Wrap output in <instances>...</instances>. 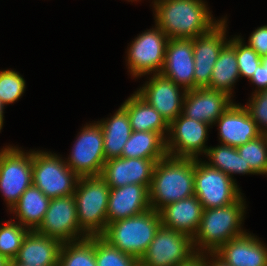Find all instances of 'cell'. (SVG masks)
<instances>
[{"label":"cell","instance_id":"obj_1","mask_svg":"<svg viewBox=\"0 0 267 266\" xmlns=\"http://www.w3.org/2000/svg\"><path fill=\"white\" fill-rule=\"evenodd\" d=\"M156 25L169 39H193L208 33L220 20L202 0H154Z\"/></svg>","mask_w":267,"mask_h":266},{"label":"cell","instance_id":"obj_2","mask_svg":"<svg viewBox=\"0 0 267 266\" xmlns=\"http://www.w3.org/2000/svg\"><path fill=\"white\" fill-rule=\"evenodd\" d=\"M193 195L194 158L167 155L156 162L149 188L151 209L159 212L166 205Z\"/></svg>","mask_w":267,"mask_h":266},{"label":"cell","instance_id":"obj_3","mask_svg":"<svg viewBox=\"0 0 267 266\" xmlns=\"http://www.w3.org/2000/svg\"><path fill=\"white\" fill-rule=\"evenodd\" d=\"M245 202L241 196L236 202L223 207L203 209L196 234L192 238L195 253L216 252L233 238L246 233L241 229ZM199 246V248H195ZM201 250V251H200Z\"/></svg>","mask_w":267,"mask_h":266},{"label":"cell","instance_id":"obj_4","mask_svg":"<svg viewBox=\"0 0 267 266\" xmlns=\"http://www.w3.org/2000/svg\"><path fill=\"white\" fill-rule=\"evenodd\" d=\"M161 225L159 212L149 209L107 224L101 237L123 253L140 260Z\"/></svg>","mask_w":267,"mask_h":266},{"label":"cell","instance_id":"obj_5","mask_svg":"<svg viewBox=\"0 0 267 266\" xmlns=\"http://www.w3.org/2000/svg\"><path fill=\"white\" fill-rule=\"evenodd\" d=\"M109 193L110 186L100 175L79 178L74 197L78 224L86 238L105 231Z\"/></svg>","mask_w":267,"mask_h":266},{"label":"cell","instance_id":"obj_6","mask_svg":"<svg viewBox=\"0 0 267 266\" xmlns=\"http://www.w3.org/2000/svg\"><path fill=\"white\" fill-rule=\"evenodd\" d=\"M56 154L32 151V180L48 198L74 195L79 176Z\"/></svg>","mask_w":267,"mask_h":266},{"label":"cell","instance_id":"obj_7","mask_svg":"<svg viewBox=\"0 0 267 266\" xmlns=\"http://www.w3.org/2000/svg\"><path fill=\"white\" fill-rule=\"evenodd\" d=\"M235 180L224 172L194 159V192L203 209L228 206L241 197Z\"/></svg>","mask_w":267,"mask_h":266},{"label":"cell","instance_id":"obj_8","mask_svg":"<svg viewBox=\"0 0 267 266\" xmlns=\"http://www.w3.org/2000/svg\"><path fill=\"white\" fill-rule=\"evenodd\" d=\"M32 179V151L25 153L12 146L0 151V191L10 209L33 184Z\"/></svg>","mask_w":267,"mask_h":266},{"label":"cell","instance_id":"obj_9","mask_svg":"<svg viewBox=\"0 0 267 266\" xmlns=\"http://www.w3.org/2000/svg\"><path fill=\"white\" fill-rule=\"evenodd\" d=\"M194 254L192 238L189 235L161 225L139 260V265L178 266Z\"/></svg>","mask_w":267,"mask_h":266},{"label":"cell","instance_id":"obj_10","mask_svg":"<svg viewBox=\"0 0 267 266\" xmlns=\"http://www.w3.org/2000/svg\"><path fill=\"white\" fill-rule=\"evenodd\" d=\"M81 131L65 163L79 177L99 176L106 162L102 128L97 122Z\"/></svg>","mask_w":267,"mask_h":266},{"label":"cell","instance_id":"obj_11","mask_svg":"<svg viewBox=\"0 0 267 266\" xmlns=\"http://www.w3.org/2000/svg\"><path fill=\"white\" fill-rule=\"evenodd\" d=\"M168 41L167 35L157 25L135 38L128 49L127 65L131 74L141 77L152 71L161 73Z\"/></svg>","mask_w":267,"mask_h":266},{"label":"cell","instance_id":"obj_12","mask_svg":"<svg viewBox=\"0 0 267 266\" xmlns=\"http://www.w3.org/2000/svg\"><path fill=\"white\" fill-rule=\"evenodd\" d=\"M35 231L57 239L61 243L74 242L86 238L78 224L74 195L51 199L43 221Z\"/></svg>","mask_w":267,"mask_h":266},{"label":"cell","instance_id":"obj_13","mask_svg":"<svg viewBox=\"0 0 267 266\" xmlns=\"http://www.w3.org/2000/svg\"><path fill=\"white\" fill-rule=\"evenodd\" d=\"M208 127L210 124L187 118L181 113L169 124L167 154L172 157L198 159V154H205L208 149L205 146Z\"/></svg>","mask_w":267,"mask_h":266},{"label":"cell","instance_id":"obj_14","mask_svg":"<svg viewBox=\"0 0 267 266\" xmlns=\"http://www.w3.org/2000/svg\"><path fill=\"white\" fill-rule=\"evenodd\" d=\"M225 20H220L208 33L193 38L194 89L210 84L214 64L223 47L229 42L225 41Z\"/></svg>","mask_w":267,"mask_h":266},{"label":"cell","instance_id":"obj_15","mask_svg":"<svg viewBox=\"0 0 267 266\" xmlns=\"http://www.w3.org/2000/svg\"><path fill=\"white\" fill-rule=\"evenodd\" d=\"M179 87L181 86L161 73H157L136 93L153 106L169 125L182 113L186 91H183L182 95Z\"/></svg>","mask_w":267,"mask_h":266},{"label":"cell","instance_id":"obj_16","mask_svg":"<svg viewBox=\"0 0 267 266\" xmlns=\"http://www.w3.org/2000/svg\"><path fill=\"white\" fill-rule=\"evenodd\" d=\"M159 160L161 159L111 158L106 160L100 176L110 188L139 184L149 189L154 166Z\"/></svg>","mask_w":267,"mask_h":266},{"label":"cell","instance_id":"obj_17","mask_svg":"<svg viewBox=\"0 0 267 266\" xmlns=\"http://www.w3.org/2000/svg\"><path fill=\"white\" fill-rule=\"evenodd\" d=\"M230 96L219 90L198 87L187 90L182 114L190 119L212 125L233 103Z\"/></svg>","mask_w":267,"mask_h":266},{"label":"cell","instance_id":"obj_18","mask_svg":"<svg viewBox=\"0 0 267 266\" xmlns=\"http://www.w3.org/2000/svg\"><path fill=\"white\" fill-rule=\"evenodd\" d=\"M161 74L184 91L194 89L193 39H169Z\"/></svg>","mask_w":267,"mask_h":266},{"label":"cell","instance_id":"obj_19","mask_svg":"<svg viewBox=\"0 0 267 266\" xmlns=\"http://www.w3.org/2000/svg\"><path fill=\"white\" fill-rule=\"evenodd\" d=\"M221 144L239 147L262 135L245 106L231 104L217 119Z\"/></svg>","mask_w":267,"mask_h":266},{"label":"cell","instance_id":"obj_20","mask_svg":"<svg viewBox=\"0 0 267 266\" xmlns=\"http://www.w3.org/2000/svg\"><path fill=\"white\" fill-rule=\"evenodd\" d=\"M151 209L149 189L144 185L128 184L110 188L107 206V224L141 214Z\"/></svg>","mask_w":267,"mask_h":266},{"label":"cell","instance_id":"obj_21","mask_svg":"<svg viewBox=\"0 0 267 266\" xmlns=\"http://www.w3.org/2000/svg\"><path fill=\"white\" fill-rule=\"evenodd\" d=\"M215 253L230 266H267L266 245L247 232L231 239Z\"/></svg>","mask_w":267,"mask_h":266},{"label":"cell","instance_id":"obj_22","mask_svg":"<svg viewBox=\"0 0 267 266\" xmlns=\"http://www.w3.org/2000/svg\"><path fill=\"white\" fill-rule=\"evenodd\" d=\"M202 213V203L195 195L168 204L159 211L162 226L185 233L191 238L199 228Z\"/></svg>","mask_w":267,"mask_h":266},{"label":"cell","instance_id":"obj_23","mask_svg":"<svg viewBox=\"0 0 267 266\" xmlns=\"http://www.w3.org/2000/svg\"><path fill=\"white\" fill-rule=\"evenodd\" d=\"M61 245L57 239L29 231L14 260L29 266H58Z\"/></svg>","mask_w":267,"mask_h":266},{"label":"cell","instance_id":"obj_24","mask_svg":"<svg viewBox=\"0 0 267 266\" xmlns=\"http://www.w3.org/2000/svg\"><path fill=\"white\" fill-rule=\"evenodd\" d=\"M98 123L102 128L106 160L121 157L123 148L133 132L127 110L121 105L114 116Z\"/></svg>","mask_w":267,"mask_h":266},{"label":"cell","instance_id":"obj_25","mask_svg":"<svg viewBox=\"0 0 267 266\" xmlns=\"http://www.w3.org/2000/svg\"><path fill=\"white\" fill-rule=\"evenodd\" d=\"M122 106L127 110L133 131L157 132L167 139L164 134L169 132V125L161 114L136 92Z\"/></svg>","mask_w":267,"mask_h":266},{"label":"cell","instance_id":"obj_26","mask_svg":"<svg viewBox=\"0 0 267 266\" xmlns=\"http://www.w3.org/2000/svg\"><path fill=\"white\" fill-rule=\"evenodd\" d=\"M50 200L39 188L32 184L9 210L15 212V216L20 220L18 223L33 231L41 225Z\"/></svg>","mask_w":267,"mask_h":266},{"label":"cell","instance_id":"obj_27","mask_svg":"<svg viewBox=\"0 0 267 266\" xmlns=\"http://www.w3.org/2000/svg\"><path fill=\"white\" fill-rule=\"evenodd\" d=\"M239 77L236 59V37H234L221 50L214 64L210 84L207 87L227 93L231 97L232 87Z\"/></svg>","mask_w":267,"mask_h":266},{"label":"cell","instance_id":"obj_28","mask_svg":"<svg viewBox=\"0 0 267 266\" xmlns=\"http://www.w3.org/2000/svg\"><path fill=\"white\" fill-rule=\"evenodd\" d=\"M166 139L157 132L133 131L126 142L121 157L163 159L166 157Z\"/></svg>","mask_w":267,"mask_h":266},{"label":"cell","instance_id":"obj_29","mask_svg":"<svg viewBox=\"0 0 267 266\" xmlns=\"http://www.w3.org/2000/svg\"><path fill=\"white\" fill-rule=\"evenodd\" d=\"M205 154L210 159V163L206 162L208 166L224 172L231 178L233 173L255 174L249 164H245L243 157L235 147L224 144L217 147H209Z\"/></svg>","mask_w":267,"mask_h":266},{"label":"cell","instance_id":"obj_30","mask_svg":"<svg viewBox=\"0 0 267 266\" xmlns=\"http://www.w3.org/2000/svg\"><path fill=\"white\" fill-rule=\"evenodd\" d=\"M58 266H97L95 236L62 243Z\"/></svg>","mask_w":267,"mask_h":266},{"label":"cell","instance_id":"obj_31","mask_svg":"<svg viewBox=\"0 0 267 266\" xmlns=\"http://www.w3.org/2000/svg\"><path fill=\"white\" fill-rule=\"evenodd\" d=\"M237 150L255 174H267V134L237 147Z\"/></svg>","mask_w":267,"mask_h":266},{"label":"cell","instance_id":"obj_32","mask_svg":"<svg viewBox=\"0 0 267 266\" xmlns=\"http://www.w3.org/2000/svg\"><path fill=\"white\" fill-rule=\"evenodd\" d=\"M95 259L97 266H138L139 260L123 253L101 236H95Z\"/></svg>","mask_w":267,"mask_h":266},{"label":"cell","instance_id":"obj_33","mask_svg":"<svg viewBox=\"0 0 267 266\" xmlns=\"http://www.w3.org/2000/svg\"><path fill=\"white\" fill-rule=\"evenodd\" d=\"M5 224L0 225V255L12 260L17 256L23 240L30 230L13 221Z\"/></svg>","mask_w":267,"mask_h":266},{"label":"cell","instance_id":"obj_34","mask_svg":"<svg viewBox=\"0 0 267 266\" xmlns=\"http://www.w3.org/2000/svg\"><path fill=\"white\" fill-rule=\"evenodd\" d=\"M25 90V80L13 70L0 71V101L11 104L17 101Z\"/></svg>","mask_w":267,"mask_h":266},{"label":"cell","instance_id":"obj_35","mask_svg":"<svg viewBox=\"0 0 267 266\" xmlns=\"http://www.w3.org/2000/svg\"><path fill=\"white\" fill-rule=\"evenodd\" d=\"M242 38L236 37V59L240 77L250 79L261 63L260 55L248 45H244Z\"/></svg>","mask_w":267,"mask_h":266},{"label":"cell","instance_id":"obj_36","mask_svg":"<svg viewBox=\"0 0 267 266\" xmlns=\"http://www.w3.org/2000/svg\"><path fill=\"white\" fill-rule=\"evenodd\" d=\"M247 105L245 107L257 124L259 131L262 134H267V90L254 92L250 103Z\"/></svg>","mask_w":267,"mask_h":266},{"label":"cell","instance_id":"obj_37","mask_svg":"<svg viewBox=\"0 0 267 266\" xmlns=\"http://www.w3.org/2000/svg\"><path fill=\"white\" fill-rule=\"evenodd\" d=\"M248 46L254 49L261 58L267 56V25L261 26L251 33Z\"/></svg>","mask_w":267,"mask_h":266},{"label":"cell","instance_id":"obj_38","mask_svg":"<svg viewBox=\"0 0 267 266\" xmlns=\"http://www.w3.org/2000/svg\"><path fill=\"white\" fill-rule=\"evenodd\" d=\"M249 80L258 86L255 92L267 90V68L260 63Z\"/></svg>","mask_w":267,"mask_h":266},{"label":"cell","instance_id":"obj_39","mask_svg":"<svg viewBox=\"0 0 267 266\" xmlns=\"http://www.w3.org/2000/svg\"><path fill=\"white\" fill-rule=\"evenodd\" d=\"M178 266H207L206 257L203 253H195L187 261L180 263Z\"/></svg>","mask_w":267,"mask_h":266},{"label":"cell","instance_id":"obj_40","mask_svg":"<svg viewBox=\"0 0 267 266\" xmlns=\"http://www.w3.org/2000/svg\"><path fill=\"white\" fill-rule=\"evenodd\" d=\"M211 257L213 258L212 262L210 260L206 261L207 266H230L224 260H222L215 252H210ZM215 257V258H214Z\"/></svg>","mask_w":267,"mask_h":266},{"label":"cell","instance_id":"obj_41","mask_svg":"<svg viewBox=\"0 0 267 266\" xmlns=\"http://www.w3.org/2000/svg\"><path fill=\"white\" fill-rule=\"evenodd\" d=\"M4 104L0 101V131L2 129V126H3V109H4Z\"/></svg>","mask_w":267,"mask_h":266},{"label":"cell","instance_id":"obj_42","mask_svg":"<svg viewBox=\"0 0 267 266\" xmlns=\"http://www.w3.org/2000/svg\"><path fill=\"white\" fill-rule=\"evenodd\" d=\"M8 266H29V265L19 263V262L15 261L14 259H12V260H9Z\"/></svg>","mask_w":267,"mask_h":266},{"label":"cell","instance_id":"obj_43","mask_svg":"<svg viewBox=\"0 0 267 266\" xmlns=\"http://www.w3.org/2000/svg\"><path fill=\"white\" fill-rule=\"evenodd\" d=\"M9 260L4 257L3 255H0V266H8Z\"/></svg>","mask_w":267,"mask_h":266},{"label":"cell","instance_id":"obj_44","mask_svg":"<svg viewBox=\"0 0 267 266\" xmlns=\"http://www.w3.org/2000/svg\"><path fill=\"white\" fill-rule=\"evenodd\" d=\"M261 63H262V65H263L264 67L267 68V56H264V57L261 58Z\"/></svg>","mask_w":267,"mask_h":266}]
</instances>
